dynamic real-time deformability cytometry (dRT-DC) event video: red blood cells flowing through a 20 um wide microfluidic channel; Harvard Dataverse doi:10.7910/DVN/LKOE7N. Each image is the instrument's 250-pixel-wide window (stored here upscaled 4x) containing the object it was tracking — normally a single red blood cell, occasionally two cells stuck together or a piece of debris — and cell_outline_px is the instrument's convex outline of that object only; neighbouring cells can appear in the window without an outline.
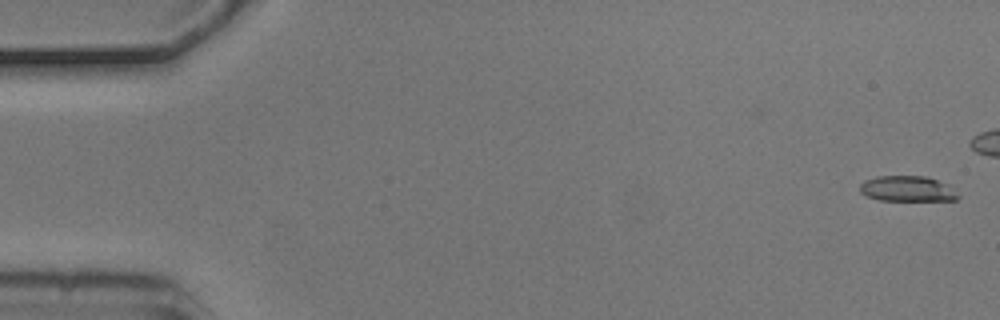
{"species": "common noctule bat (a hibernating species)", "species_latin": "Nyctalus noctula", "temperature_condition": "cold", "stored_images_in_passage": 11, "camera_frame_rate_fps": 3000, "um_per_image_px": 0.085, "animal": {"sex": "male", "body_mass_g": 20.5, "forearm_length_mm": 52.5}, "frame": {"image": 1, "passage_image": 1, "time_ms": 0.0, "image_size_px": [1000, 320], "cell_outline_px": [[960, 196], [956, 200], [880, 200], [868, 196], [860, 192], [860, 184], [864, 180], [876, 176], [924, 176], [948, 184]], "centroid_in_image_um": [77.12, 16.04], "position_along_channel_um": 7.9, "area_um2": 14.51}}
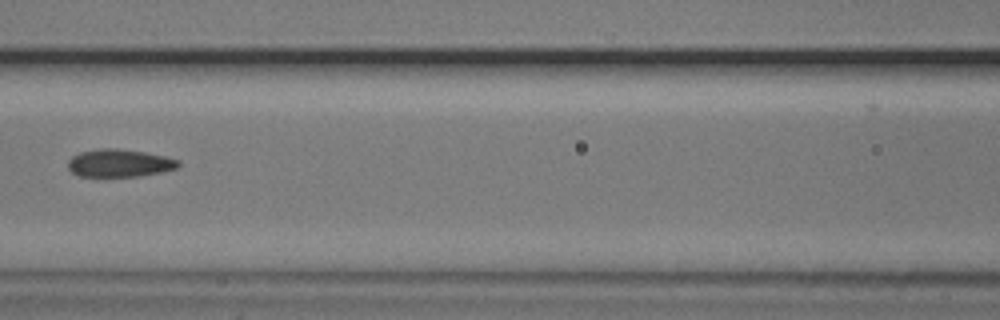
{"frame": {"image": 2, "passage_image": 8, "time_ms": 2.333, "image_size_px": [1000, 320], "cell_outline_px": [[180, 164], [176, 168], [160, 172], [136, 176], [80, 176], [72, 172], [68, 168], [68, 160], [72, 156], [80, 152], [100, 148], [116, 148], [144, 152], [164, 156], [180, 160]], "centroid_in_image_um": [10.13, 13.85], "position_along_channel_um": 156.5, "area_um2": 17.69}}